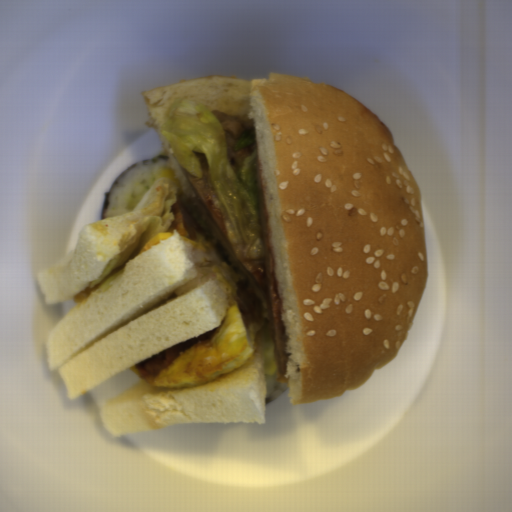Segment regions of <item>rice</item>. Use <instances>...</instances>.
I'll use <instances>...</instances> for the list:
<instances>
[{
	"mask_svg": "<svg viewBox=\"0 0 512 512\" xmlns=\"http://www.w3.org/2000/svg\"><path fill=\"white\" fill-rule=\"evenodd\" d=\"M167 167H172L168 160H145L126 171L109 193L103 220L130 212V200L139 202L152 184L162 178V170Z\"/></svg>",
	"mask_w": 512,
	"mask_h": 512,
	"instance_id": "obj_1",
	"label": "rice"
},
{
	"mask_svg": "<svg viewBox=\"0 0 512 512\" xmlns=\"http://www.w3.org/2000/svg\"><path fill=\"white\" fill-rule=\"evenodd\" d=\"M278 371L273 375H266L267 378V399L266 405L279 400L285 392L286 386L277 378Z\"/></svg>",
	"mask_w": 512,
	"mask_h": 512,
	"instance_id": "obj_2",
	"label": "rice"
}]
</instances>
